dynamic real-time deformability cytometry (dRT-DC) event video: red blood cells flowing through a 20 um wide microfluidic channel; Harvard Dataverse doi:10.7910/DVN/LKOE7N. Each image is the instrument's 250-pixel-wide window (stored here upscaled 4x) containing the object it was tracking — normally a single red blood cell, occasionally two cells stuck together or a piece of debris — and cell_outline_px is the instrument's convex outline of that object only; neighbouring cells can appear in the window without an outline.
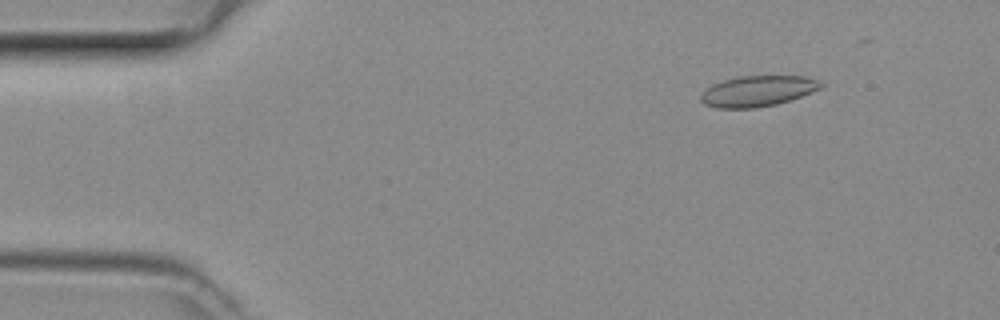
{"species": "common noctule bat (a hibernating species)", "species_latin": "Nyctalus noctula", "temperature_condition": "room temperature", "stored_images_in_passage": 20, "camera_frame_rate_fps": 3000, "um_per_image_px": 0.085, "animal": {"sex": "female", "body_mass_g": 29.2, "forearm_length_mm": 56.3}, "frame": {"image": 1, "passage_image": 5, "time_ms": 1.333, "image_size_px": [1000, 320], "cell_outline_px": [[824, 84], [820, 88], [800, 96], [776, 104], [756, 108], [716, 108], [704, 104], [700, 100], [700, 92], [704, 88], [712, 84], [724, 80], [740, 76], [808, 76], [820, 80]], "centroid_in_image_um": [64.35, 7.73], "position_along_channel_um": 20.6, "area_um2": 21.62}}
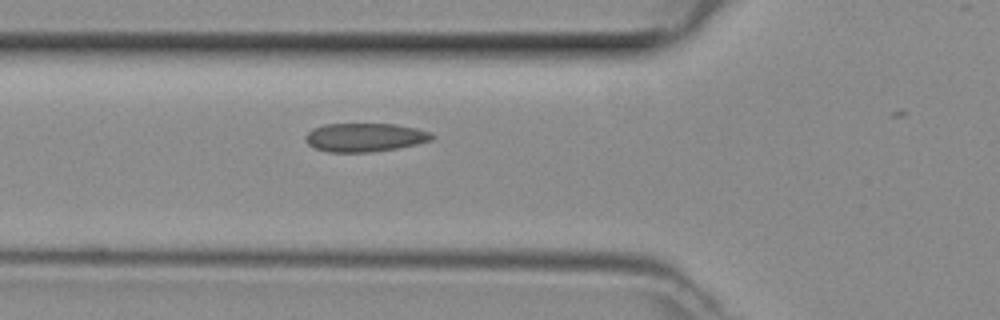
{"frame": {"image": 2, "passage_image": 16, "time_ms": 5.0, "image_size_px": [1000, 320], "cell_outline_px": [[436, 136], [432, 140], [400, 148], [372, 152], [328, 152], [312, 148], [304, 140], [304, 136], [312, 128], [324, 124], [396, 124], [416, 128], [432, 132]], "centroid_in_image_um": [31.0, 11.68], "position_along_channel_um": 94.8, "area_um2": 21.44}}
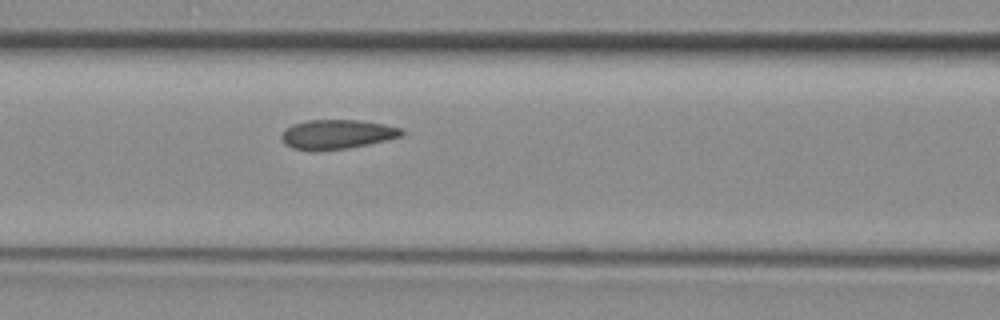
{"frame": {"image": 3, "passage_image": 19, "time_ms": 6.0, "image_size_px": [1000, 320], "cell_outline_px": [[404, 132], [400, 136], [388, 140], [348, 148], [292, 148], [284, 144], [280, 136], [284, 128], [292, 124], [308, 120], [360, 120], [384, 124], [400, 128]], "centroid_in_image_um": [28.64, 11.38], "position_along_channel_um": 138.0, "area_um2": 20.06}}